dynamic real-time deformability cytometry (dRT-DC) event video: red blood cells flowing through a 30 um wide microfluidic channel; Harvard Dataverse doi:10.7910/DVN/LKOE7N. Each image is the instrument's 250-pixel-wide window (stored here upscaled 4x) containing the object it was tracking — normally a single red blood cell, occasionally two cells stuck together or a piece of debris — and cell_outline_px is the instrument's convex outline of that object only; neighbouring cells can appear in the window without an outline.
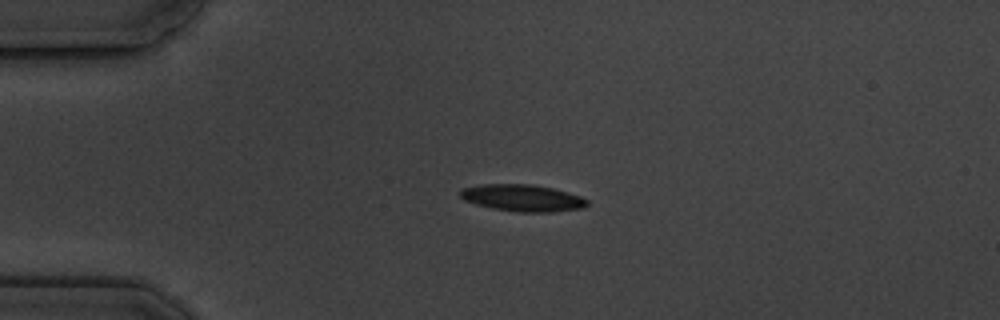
{"species": "common noctule bat (a hibernating species)", "species_latin": "Nyctalus noctula", "temperature_condition": "cold", "stored_images_in_passage": 3, "camera_frame_rate_fps": 3000, "um_per_image_px": 0.085, "animal": {"sex": "male", "body_mass_g": 19.5, "forearm_length_mm": 54.6}, "frame": {"image": 1, "passage_image": 3, "time_ms": 2.333, "image_size_px": [1000, 320], "cell_outline_px": [[588, 204], [584, 208], [552, 212], [516, 212], [492, 208], [476, 204], [464, 200], [460, 196], [460, 192], [464, 188], [480, 184], [532, 184], [552, 188], [568, 192], [580, 196], [588, 200]], "centroid_in_image_um": [44.43, 16.83], "position_along_channel_um": 40.6, "area_um2": 19.88}}